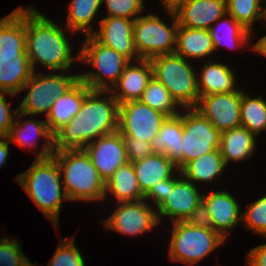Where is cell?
Returning <instances> with one entry per match:
<instances>
[{
    "mask_svg": "<svg viewBox=\"0 0 266 266\" xmlns=\"http://www.w3.org/2000/svg\"><path fill=\"white\" fill-rule=\"evenodd\" d=\"M182 135L183 112H180L176 116L167 117L158 134L150 142L154 153L166 155L180 171L182 170Z\"/></svg>",
    "mask_w": 266,
    "mask_h": 266,
    "instance_id": "23",
    "label": "cell"
},
{
    "mask_svg": "<svg viewBox=\"0 0 266 266\" xmlns=\"http://www.w3.org/2000/svg\"><path fill=\"white\" fill-rule=\"evenodd\" d=\"M173 13L178 26L208 30L227 13L226 0H187Z\"/></svg>",
    "mask_w": 266,
    "mask_h": 266,
    "instance_id": "19",
    "label": "cell"
},
{
    "mask_svg": "<svg viewBox=\"0 0 266 266\" xmlns=\"http://www.w3.org/2000/svg\"><path fill=\"white\" fill-rule=\"evenodd\" d=\"M32 136H34L36 140L40 137L42 139L44 138L46 141L40 152H33L37 156L36 160H44L52 157L54 153V135L49 131L45 120H16L14 121L10 134L7 138L11 143L18 144L20 147H24V149L25 147H28V149L31 147L36 149L37 141H35L34 137L32 138Z\"/></svg>",
    "mask_w": 266,
    "mask_h": 266,
    "instance_id": "21",
    "label": "cell"
},
{
    "mask_svg": "<svg viewBox=\"0 0 266 266\" xmlns=\"http://www.w3.org/2000/svg\"><path fill=\"white\" fill-rule=\"evenodd\" d=\"M249 49L266 57V35L260 37L259 40L255 44H253V46H250Z\"/></svg>",
    "mask_w": 266,
    "mask_h": 266,
    "instance_id": "47",
    "label": "cell"
},
{
    "mask_svg": "<svg viewBox=\"0 0 266 266\" xmlns=\"http://www.w3.org/2000/svg\"><path fill=\"white\" fill-rule=\"evenodd\" d=\"M202 201L211 214L213 230L226 239L229 232L242 221V211L237 199L227 190H218L209 195L203 192Z\"/></svg>",
    "mask_w": 266,
    "mask_h": 266,
    "instance_id": "18",
    "label": "cell"
},
{
    "mask_svg": "<svg viewBox=\"0 0 266 266\" xmlns=\"http://www.w3.org/2000/svg\"><path fill=\"white\" fill-rule=\"evenodd\" d=\"M185 222L191 226L213 229L211 214L203 201L196 206Z\"/></svg>",
    "mask_w": 266,
    "mask_h": 266,
    "instance_id": "42",
    "label": "cell"
},
{
    "mask_svg": "<svg viewBox=\"0 0 266 266\" xmlns=\"http://www.w3.org/2000/svg\"><path fill=\"white\" fill-rule=\"evenodd\" d=\"M144 0H102L108 14L106 16L124 17L135 20L144 10Z\"/></svg>",
    "mask_w": 266,
    "mask_h": 266,
    "instance_id": "39",
    "label": "cell"
},
{
    "mask_svg": "<svg viewBox=\"0 0 266 266\" xmlns=\"http://www.w3.org/2000/svg\"><path fill=\"white\" fill-rule=\"evenodd\" d=\"M64 72L40 74L33 72L31 78L24 84L29 89L26 96L18 106L16 118L21 116L48 115L56 98L69 90L78 80L79 74L65 75Z\"/></svg>",
    "mask_w": 266,
    "mask_h": 266,
    "instance_id": "8",
    "label": "cell"
},
{
    "mask_svg": "<svg viewBox=\"0 0 266 266\" xmlns=\"http://www.w3.org/2000/svg\"><path fill=\"white\" fill-rule=\"evenodd\" d=\"M7 94L9 97L15 96V94L0 89V138L9 136L16 114L19 111L18 108L11 110L10 103L8 104L6 101L5 95Z\"/></svg>",
    "mask_w": 266,
    "mask_h": 266,
    "instance_id": "40",
    "label": "cell"
},
{
    "mask_svg": "<svg viewBox=\"0 0 266 266\" xmlns=\"http://www.w3.org/2000/svg\"><path fill=\"white\" fill-rule=\"evenodd\" d=\"M33 72L30 61L0 62V89L19 94Z\"/></svg>",
    "mask_w": 266,
    "mask_h": 266,
    "instance_id": "33",
    "label": "cell"
},
{
    "mask_svg": "<svg viewBox=\"0 0 266 266\" xmlns=\"http://www.w3.org/2000/svg\"><path fill=\"white\" fill-rule=\"evenodd\" d=\"M10 140L7 137L0 138V167L8 160Z\"/></svg>",
    "mask_w": 266,
    "mask_h": 266,
    "instance_id": "45",
    "label": "cell"
},
{
    "mask_svg": "<svg viewBox=\"0 0 266 266\" xmlns=\"http://www.w3.org/2000/svg\"><path fill=\"white\" fill-rule=\"evenodd\" d=\"M85 37L78 52L79 62L89 64L96 70L79 74V79L91 90L110 91L130 60L116 50L104 46L92 35Z\"/></svg>",
    "mask_w": 266,
    "mask_h": 266,
    "instance_id": "6",
    "label": "cell"
},
{
    "mask_svg": "<svg viewBox=\"0 0 266 266\" xmlns=\"http://www.w3.org/2000/svg\"><path fill=\"white\" fill-rule=\"evenodd\" d=\"M135 62L137 65L130 61L125 66L118 82L110 90L119 105L128 101L140 100L153 77V68L150 60L140 59Z\"/></svg>",
    "mask_w": 266,
    "mask_h": 266,
    "instance_id": "20",
    "label": "cell"
},
{
    "mask_svg": "<svg viewBox=\"0 0 266 266\" xmlns=\"http://www.w3.org/2000/svg\"><path fill=\"white\" fill-rule=\"evenodd\" d=\"M75 236L62 239L47 266H86L84 257L75 245Z\"/></svg>",
    "mask_w": 266,
    "mask_h": 266,
    "instance_id": "36",
    "label": "cell"
},
{
    "mask_svg": "<svg viewBox=\"0 0 266 266\" xmlns=\"http://www.w3.org/2000/svg\"><path fill=\"white\" fill-rule=\"evenodd\" d=\"M118 117L119 103L112 93L91 90L80 111L54 134V151L85 150L99 137L117 131Z\"/></svg>",
    "mask_w": 266,
    "mask_h": 266,
    "instance_id": "1",
    "label": "cell"
},
{
    "mask_svg": "<svg viewBox=\"0 0 266 266\" xmlns=\"http://www.w3.org/2000/svg\"><path fill=\"white\" fill-rule=\"evenodd\" d=\"M169 193V178L159 181L144 195V200H151L157 209L167 198ZM152 198V199H151Z\"/></svg>",
    "mask_w": 266,
    "mask_h": 266,
    "instance_id": "43",
    "label": "cell"
},
{
    "mask_svg": "<svg viewBox=\"0 0 266 266\" xmlns=\"http://www.w3.org/2000/svg\"><path fill=\"white\" fill-rule=\"evenodd\" d=\"M201 68L202 71L197 74L199 75L197 81L200 96L240 90L235 87L237 77L227 64L212 62V59H209Z\"/></svg>",
    "mask_w": 266,
    "mask_h": 266,
    "instance_id": "24",
    "label": "cell"
},
{
    "mask_svg": "<svg viewBox=\"0 0 266 266\" xmlns=\"http://www.w3.org/2000/svg\"><path fill=\"white\" fill-rule=\"evenodd\" d=\"M110 217L103 220L106 230H115L123 235L139 236L159 224L157 210L146 200L118 202Z\"/></svg>",
    "mask_w": 266,
    "mask_h": 266,
    "instance_id": "12",
    "label": "cell"
},
{
    "mask_svg": "<svg viewBox=\"0 0 266 266\" xmlns=\"http://www.w3.org/2000/svg\"><path fill=\"white\" fill-rule=\"evenodd\" d=\"M167 117L141 100L128 101L119 105L118 131L122 136L151 142Z\"/></svg>",
    "mask_w": 266,
    "mask_h": 266,
    "instance_id": "11",
    "label": "cell"
},
{
    "mask_svg": "<svg viewBox=\"0 0 266 266\" xmlns=\"http://www.w3.org/2000/svg\"><path fill=\"white\" fill-rule=\"evenodd\" d=\"M166 12L173 19L171 26L154 13L140 15L134 20V45L141 59L150 60L159 55L174 53L178 24L174 13Z\"/></svg>",
    "mask_w": 266,
    "mask_h": 266,
    "instance_id": "9",
    "label": "cell"
},
{
    "mask_svg": "<svg viewBox=\"0 0 266 266\" xmlns=\"http://www.w3.org/2000/svg\"><path fill=\"white\" fill-rule=\"evenodd\" d=\"M27 258L16 239L4 236L0 240V266H34Z\"/></svg>",
    "mask_w": 266,
    "mask_h": 266,
    "instance_id": "38",
    "label": "cell"
},
{
    "mask_svg": "<svg viewBox=\"0 0 266 266\" xmlns=\"http://www.w3.org/2000/svg\"><path fill=\"white\" fill-rule=\"evenodd\" d=\"M100 29L92 36L104 46L116 50L130 61L140 60L133 35L134 20L124 17L107 16L100 21Z\"/></svg>",
    "mask_w": 266,
    "mask_h": 266,
    "instance_id": "17",
    "label": "cell"
},
{
    "mask_svg": "<svg viewBox=\"0 0 266 266\" xmlns=\"http://www.w3.org/2000/svg\"><path fill=\"white\" fill-rule=\"evenodd\" d=\"M26 8V53L32 69L36 64L55 72H67L79 53L72 57V46L63 28L39 13L33 5Z\"/></svg>",
    "mask_w": 266,
    "mask_h": 266,
    "instance_id": "2",
    "label": "cell"
},
{
    "mask_svg": "<svg viewBox=\"0 0 266 266\" xmlns=\"http://www.w3.org/2000/svg\"><path fill=\"white\" fill-rule=\"evenodd\" d=\"M101 5L102 0H71L67 5L69 10L64 28L73 35L77 31L85 33L84 36L92 35L94 29L91 22Z\"/></svg>",
    "mask_w": 266,
    "mask_h": 266,
    "instance_id": "31",
    "label": "cell"
},
{
    "mask_svg": "<svg viewBox=\"0 0 266 266\" xmlns=\"http://www.w3.org/2000/svg\"><path fill=\"white\" fill-rule=\"evenodd\" d=\"M226 167L220 150L217 149L189 162L181 170V173L187 180L197 185L196 182L199 184L200 182L210 183V181L215 180L218 176L220 177L221 173H224V170H226Z\"/></svg>",
    "mask_w": 266,
    "mask_h": 266,
    "instance_id": "30",
    "label": "cell"
},
{
    "mask_svg": "<svg viewBox=\"0 0 266 266\" xmlns=\"http://www.w3.org/2000/svg\"><path fill=\"white\" fill-rule=\"evenodd\" d=\"M256 136L243 126L221 132L219 150L226 166L232 161H244L254 156Z\"/></svg>",
    "mask_w": 266,
    "mask_h": 266,
    "instance_id": "25",
    "label": "cell"
},
{
    "mask_svg": "<svg viewBox=\"0 0 266 266\" xmlns=\"http://www.w3.org/2000/svg\"><path fill=\"white\" fill-rule=\"evenodd\" d=\"M248 266H266V243L256 246L248 252Z\"/></svg>",
    "mask_w": 266,
    "mask_h": 266,
    "instance_id": "44",
    "label": "cell"
},
{
    "mask_svg": "<svg viewBox=\"0 0 266 266\" xmlns=\"http://www.w3.org/2000/svg\"><path fill=\"white\" fill-rule=\"evenodd\" d=\"M26 8L0 19V62L29 61L26 53Z\"/></svg>",
    "mask_w": 266,
    "mask_h": 266,
    "instance_id": "16",
    "label": "cell"
},
{
    "mask_svg": "<svg viewBox=\"0 0 266 266\" xmlns=\"http://www.w3.org/2000/svg\"><path fill=\"white\" fill-rule=\"evenodd\" d=\"M190 60L176 53L150 59L155 77L170 92L176 103L184 108H195L199 101L196 70Z\"/></svg>",
    "mask_w": 266,
    "mask_h": 266,
    "instance_id": "5",
    "label": "cell"
},
{
    "mask_svg": "<svg viewBox=\"0 0 266 266\" xmlns=\"http://www.w3.org/2000/svg\"><path fill=\"white\" fill-rule=\"evenodd\" d=\"M140 100L152 109L158 110L168 117L176 116L183 110L172 98L167 88L155 77H152L149 81Z\"/></svg>",
    "mask_w": 266,
    "mask_h": 266,
    "instance_id": "34",
    "label": "cell"
},
{
    "mask_svg": "<svg viewBox=\"0 0 266 266\" xmlns=\"http://www.w3.org/2000/svg\"><path fill=\"white\" fill-rule=\"evenodd\" d=\"M242 90L199 96L195 109L220 133L240 126Z\"/></svg>",
    "mask_w": 266,
    "mask_h": 266,
    "instance_id": "14",
    "label": "cell"
},
{
    "mask_svg": "<svg viewBox=\"0 0 266 266\" xmlns=\"http://www.w3.org/2000/svg\"><path fill=\"white\" fill-rule=\"evenodd\" d=\"M113 195L116 202H129L144 199V194L140 190L134 166L132 162L121 165L105 183V195Z\"/></svg>",
    "mask_w": 266,
    "mask_h": 266,
    "instance_id": "28",
    "label": "cell"
},
{
    "mask_svg": "<svg viewBox=\"0 0 266 266\" xmlns=\"http://www.w3.org/2000/svg\"><path fill=\"white\" fill-rule=\"evenodd\" d=\"M202 195L197 185L187 180L181 171L177 170V173L175 172L169 178L168 198L157 208L159 224L163 217L169 216L172 218V223L185 221L201 203Z\"/></svg>",
    "mask_w": 266,
    "mask_h": 266,
    "instance_id": "13",
    "label": "cell"
},
{
    "mask_svg": "<svg viewBox=\"0 0 266 266\" xmlns=\"http://www.w3.org/2000/svg\"><path fill=\"white\" fill-rule=\"evenodd\" d=\"M187 0H160L162 8L166 11H175L180 5L184 4Z\"/></svg>",
    "mask_w": 266,
    "mask_h": 266,
    "instance_id": "46",
    "label": "cell"
},
{
    "mask_svg": "<svg viewBox=\"0 0 266 266\" xmlns=\"http://www.w3.org/2000/svg\"><path fill=\"white\" fill-rule=\"evenodd\" d=\"M140 190L145 195L154 184L177 172L176 165L164 154L154 153L133 163Z\"/></svg>",
    "mask_w": 266,
    "mask_h": 266,
    "instance_id": "26",
    "label": "cell"
},
{
    "mask_svg": "<svg viewBox=\"0 0 266 266\" xmlns=\"http://www.w3.org/2000/svg\"><path fill=\"white\" fill-rule=\"evenodd\" d=\"M226 7L227 14L250 32L253 23L262 20V0H226Z\"/></svg>",
    "mask_w": 266,
    "mask_h": 266,
    "instance_id": "35",
    "label": "cell"
},
{
    "mask_svg": "<svg viewBox=\"0 0 266 266\" xmlns=\"http://www.w3.org/2000/svg\"><path fill=\"white\" fill-rule=\"evenodd\" d=\"M123 139L126 147L127 159L129 162L134 163L154 154L150 142L128 136H123Z\"/></svg>",
    "mask_w": 266,
    "mask_h": 266,
    "instance_id": "41",
    "label": "cell"
},
{
    "mask_svg": "<svg viewBox=\"0 0 266 266\" xmlns=\"http://www.w3.org/2000/svg\"><path fill=\"white\" fill-rule=\"evenodd\" d=\"M263 3H266V0H263ZM263 19L266 22V6H265V8L263 7V10H262V21H263ZM265 27H266V24H265Z\"/></svg>",
    "mask_w": 266,
    "mask_h": 266,
    "instance_id": "48",
    "label": "cell"
},
{
    "mask_svg": "<svg viewBox=\"0 0 266 266\" xmlns=\"http://www.w3.org/2000/svg\"><path fill=\"white\" fill-rule=\"evenodd\" d=\"M214 52L209 30L178 26L174 53L189 59L207 58Z\"/></svg>",
    "mask_w": 266,
    "mask_h": 266,
    "instance_id": "27",
    "label": "cell"
},
{
    "mask_svg": "<svg viewBox=\"0 0 266 266\" xmlns=\"http://www.w3.org/2000/svg\"><path fill=\"white\" fill-rule=\"evenodd\" d=\"M208 30L213 42L214 51L223 46L233 50L242 48L245 45H249L248 41L252 38V33L227 13L218 19Z\"/></svg>",
    "mask_w": 266,
    "mask_h": 266,
    "instance_id": "29",
    "label": "cell"
},
{
    "mask_svg": "<svg viewBox=\"0 0 266 266\" xmlns=\"http://www.w3.org/2000/svg\"><path fill=\"white\" fill-rule=\"evenodd\" d=\"M220 135L221 133L195 108H184L182 169L203 154L219 149Z\"/></svg>",
    "mask_w": 266,
    "mask_h": 266,
    "instance_id": "10",
    "label": "cell"
},
{
    "mask_svg": "<svg viewBox=\"0 0 266 266\" xmlns=\"http://www.w3.org/2000/svg\"><path fill=\"white\" fill-rule=\"evenodd\" d=\"M16 182L22 187L32 202L57 228L63 200L69 201L57 161L50 157L35 160L23 173L17 175Z\"/></svg>",
    "mask_w": 266,
    "mask_h": 266,
    "instance_id": "3",
    "label": "cell"
},
{
    "mask_svg": "<svg viewBox=\"0 0 266 266\" xmlns=\"http://www.w3.org/2000/svg\"><path fill=\"white\" fill-rule=\"evenodd\" d=\"M52 157L59 165L69 201L104 200L105 181L85 150L54 151Z\"/></svg>",
    "mask_w": 266,
    "mask_h": 266,
    "instance_id": "4",
    "label": "cell"
},
{
    "mask_svg": "<svg viewBox=\"0 0 266 266\" xmlns=\"http://www.w3.org/2000/svg\"><path fill=\"white\" fill-rule=\"evenodd\" d=\"M85 151L105 183L121 165L128 162L124 139L118 130L89 143Z\"/></svg>",
    "mask_w": 266,
    "mask_h": 266,
    "instance_id": "15",
    "label": "cell"
},
{
    "mask_svg": "<svg viewBox=\"0 0 266 266\" xmlns=\"http://www.w3.org/2000/svg\"><path fill=\"white\" fill-rule=\"evenodd\" d=\"M90 91L91 89L79 79L69 90L56 98L45 119L53 135L80 111L83 100Z\"/></svg>",
    "mask_w": 266,
    "mask_h": 266,
    "instance_id": "22",
    "label": "cell"
},
{
    "mask_svg": "<svg viewBox=\"0 0 266 266\" xmlns=\"http://www.w3.org/2000/svg\"><path fill=\"white\" fill-rule=\"evenodd\" d=\"M171 234L168 258L187 266L197 265L226 241L213 229L191 226L185 221L174 222Z\"/></svg>",
    "mask_w": 266,
    "mask_h": 266,
    "instance_id": "7",
    "label": "cell"
},
{
    "mask_svg": "<svg viewBox=\"0 0 266 266\" xmlns=\"http://www.w3.org/2000/svg\"><path fill=\"white\" fill-rule=\"evenodd\" d=\"M240 125L255 136L266 130V100L262 96L253 98L242 90Z\"/></svg>",
    "mask_w": 266,
    "mask_h": 266,
    "instance_id": "32",
    "label": "cell"
},
{
    "mask_svg": "<svg viewBox=\"0 0 266 266\" xmlns=\"http://www.w3.org/2000/svg\"><path fill=\"white\" fill-rule=\"evenodd\" d=\"M246 228L266 237V195L255 200L242 213Z\"/></svg>",
    "mask_w": 266,
    "mask_h": 266,
    "instance_id": "37",
    "label": "cell"
}]
</instances>
